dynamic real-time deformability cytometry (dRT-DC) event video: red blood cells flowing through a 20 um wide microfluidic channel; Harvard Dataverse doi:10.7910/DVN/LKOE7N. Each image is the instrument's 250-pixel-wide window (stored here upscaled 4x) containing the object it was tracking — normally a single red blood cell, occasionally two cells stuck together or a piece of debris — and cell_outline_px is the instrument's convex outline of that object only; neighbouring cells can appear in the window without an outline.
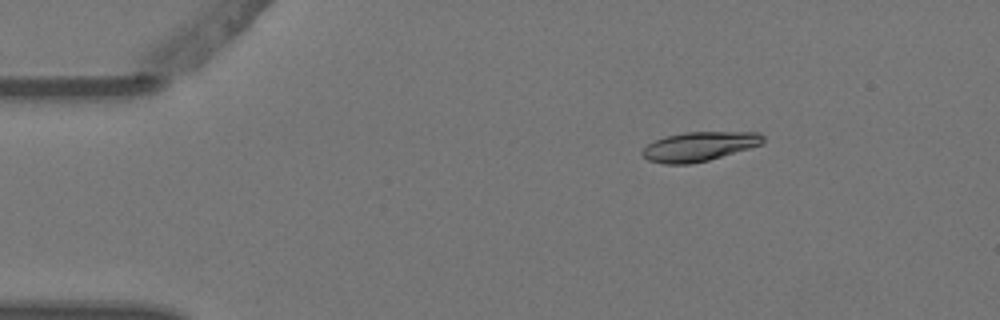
{"species": "Egyptian fruit bat (a non-hibernating species)", "species_latin": "Rousettus aegyptiacus", "temperature_condition": "warm", "stored_images_in_passage": 4, "camera_frame_rate_fps": 3000, "um_per_image_px": 0.085, "animal": {"sex": "female"}, "frame": {"image": 1, "passage_image": 2, "time_ms": 0.333, "image_size_px": [1000, 320], "cell_outline_px": [[764, 144], [708, 160], [692, 164], [664, 164], [648, 160], [640, 152], [648, 144], [656, 140], [668, 136], [684, 132], [760, 132], [764, 136]], "centroid_in_image_um": [59.46, 12.45], "position_along_channel_um": 25.5, "area_um2": 20.58}}